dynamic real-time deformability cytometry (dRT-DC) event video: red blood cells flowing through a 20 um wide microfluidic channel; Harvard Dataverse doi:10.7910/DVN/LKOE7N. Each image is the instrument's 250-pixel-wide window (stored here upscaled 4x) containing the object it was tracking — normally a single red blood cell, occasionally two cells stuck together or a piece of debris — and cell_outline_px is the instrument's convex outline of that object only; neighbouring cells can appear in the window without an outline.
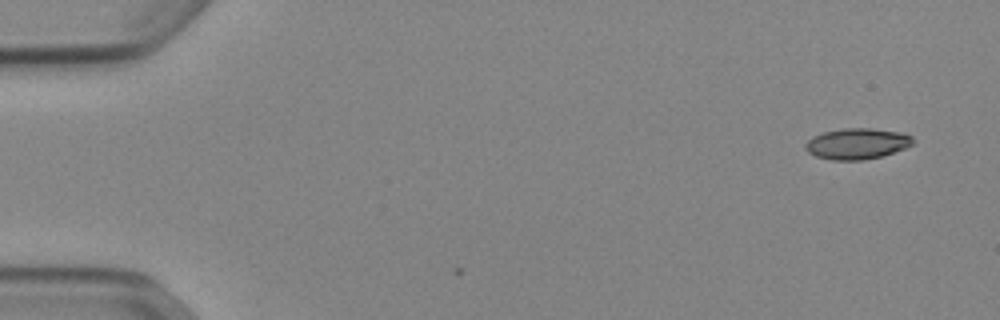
{"species": "Egyptian fruit bat (a non-hibernating species)", "species_latin": "Rousettus aegyptiacus", "temperature_condition": "cold", "stored_images_in_passage": 3, "camera_frame_rate_fps": 3000, "um_per_image_px": 0.085, "animal": {"sex": "female"}, "frame": {"image": 1, "passage_image": 3, "time_ms": 0.667, "image_size_px": [1000, 320], "cell_outline_px": [[916, 140], [912, 144], [904, 148], [880, 156], [864, 160], [832, 160], [816, 156], [808, 152], [804, 148], [804, 144], [812, 136], [824, 132], [844, 128], [872, 128], [900, 132], [912, 136]], "centroid_in_image_um": [72.83, 12.21], "position_along_channel_um": 12.2, "area_um2": 19.36}}